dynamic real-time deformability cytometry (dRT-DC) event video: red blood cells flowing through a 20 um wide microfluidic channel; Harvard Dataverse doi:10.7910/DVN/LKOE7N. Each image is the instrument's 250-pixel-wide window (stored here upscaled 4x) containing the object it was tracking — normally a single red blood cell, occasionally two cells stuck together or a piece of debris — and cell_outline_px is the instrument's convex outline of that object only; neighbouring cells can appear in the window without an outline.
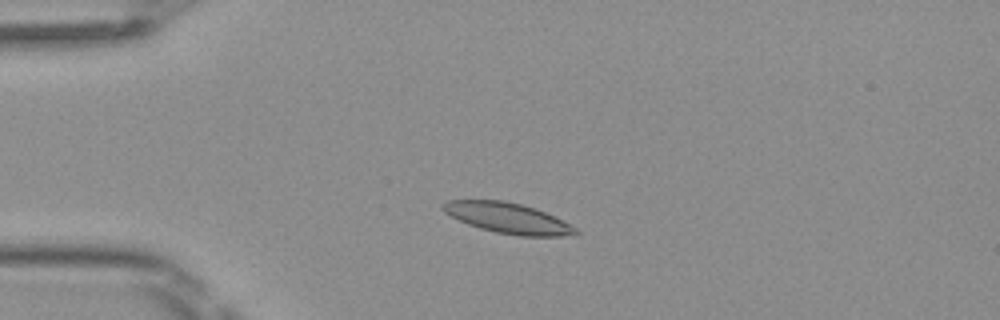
{"species": "Egyptian fruit bat (a non-hibernating species)", "species_latin": "Rousettus aegyptiacus", "temperature_condition": "room temperature", "stored_images_in_passage": 5, "camera_frame_rate_fps": 3000, "um_per_image_px": 0.085, "frame": {"image": 1, "passage_image": 3, "time_ms": 0.667, "image_size_px": [1000, 320], "cell_outline_px": [[580, 232], [560, 236], [520, 236], [496, 232], [480, 228], [468, 224], [444, 212], [440, 208], [440, 204], [448, 200], [504, 200], [536, 208], [576, 228]], "centroid_in_image_um": [43.1, 18.52], "position_along_channel_um": 41.9, "area_um2": 23.24}}
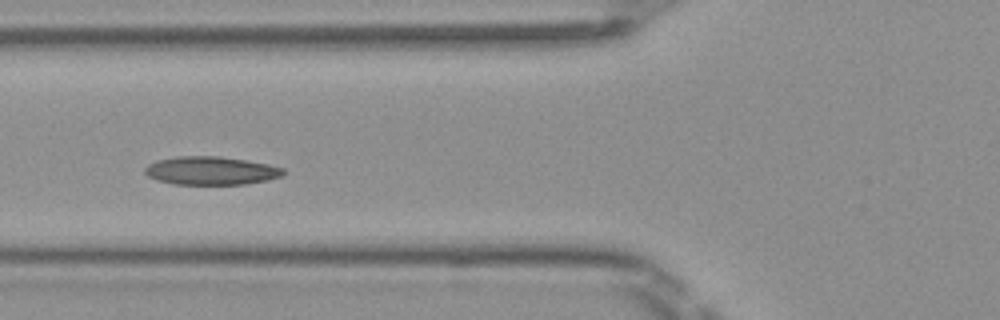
{"frame": {"image": 2, "passage_image": 5, "time_ms": 1.333, "image_size_px": [1000, 320], "cell_outline_px": [[284, 176], [268, 180], [244, 184], [176, 184], [156, 180], [148, 176], [144, 172], [144, 168], [148, 164], [156, 160], [176, 156], [220, 156], [248, 160], [268, 164], [284, 168]], "centroid_in_image_um": [17.94, 14.5], "position_along_channel_um": 107.9, "area_um2": 23.0}}